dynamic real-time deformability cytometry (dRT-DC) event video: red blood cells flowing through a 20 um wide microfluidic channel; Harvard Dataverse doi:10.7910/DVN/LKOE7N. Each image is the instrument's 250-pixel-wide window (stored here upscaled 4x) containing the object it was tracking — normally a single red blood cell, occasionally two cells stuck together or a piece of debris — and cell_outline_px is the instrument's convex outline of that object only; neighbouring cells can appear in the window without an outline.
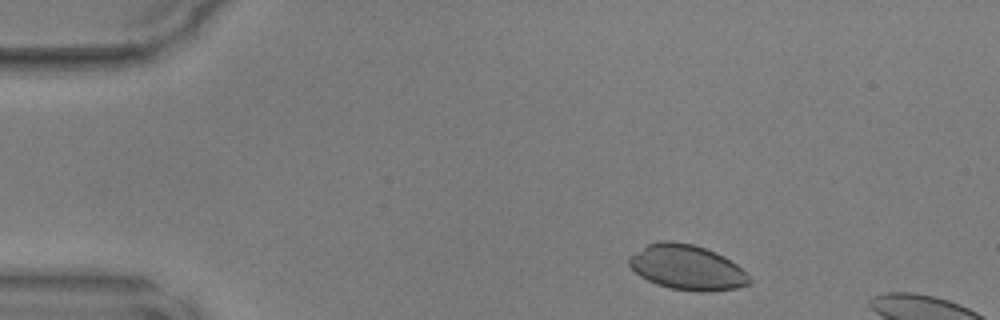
{"species": "common noctule bat (a hibernating species)", "species_latin": "Nyctalus noctula", "temperature_condition": "warm", "stored_images_in_passage": 8, "camera_frame_rate_fps": 3000, "um_per_image_px": 0.085, "animal": {"sex": "male", "body_mass_g": 17.9, "forearm_length_mm": 54.2}, "frame": {"image": 1, "passage_image": 3, "time_ms": 0.667, "image_size_px": [1000, 320], "cell_outline_px": [[752, 284], [736, 288], [708, 292], [696, 292], [672, 288], [656, 284], [640, 276], [628, 264], [628, 256], [648, 244], [660, 240], [672, 240], [692, 244], [716, 252], [724, 256], [736, 264], [752, 280]], "centroid_in_image_um": [58.39, 22.73], "position_along_channel_um": 26.6, "area_um2": 31.62}}